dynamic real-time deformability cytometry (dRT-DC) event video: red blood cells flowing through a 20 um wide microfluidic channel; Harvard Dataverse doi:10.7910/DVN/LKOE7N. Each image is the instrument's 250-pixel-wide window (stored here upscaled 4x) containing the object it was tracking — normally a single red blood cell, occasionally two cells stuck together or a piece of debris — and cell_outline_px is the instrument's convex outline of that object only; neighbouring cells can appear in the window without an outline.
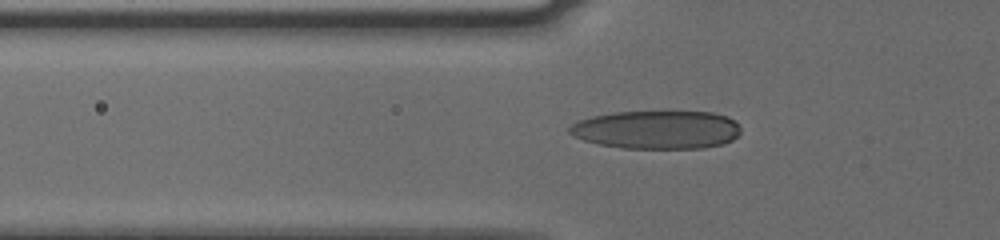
{"species": "human", "species_latin": "Homo sapiens", "temperature_condition": "cold", "stored_images_in_passage": 45, "camera_frame_rate_fps": 3000, "um_per_image_px": 0.085, "donor": {"sex": "male"}, "frame": {"image": 1, "passage_image": 22, "time_ms": 7.0, "image_size_px": [1000, 240], "cell_outline_px": [[740, 132], [732, 140], [720, 144], [700, 148], [624, 148], [600, 144], [584, 140], [572, 136], [568, 132], [568, 128], [572, 124], [580, 120], [592, 116], [612, 112], [712, 112], [724, 116], [740, 124]], "centroid_in_image_um": [55.8, 11.02], "position_along_channel_um": 70.0, "area_um2": 38.03}}
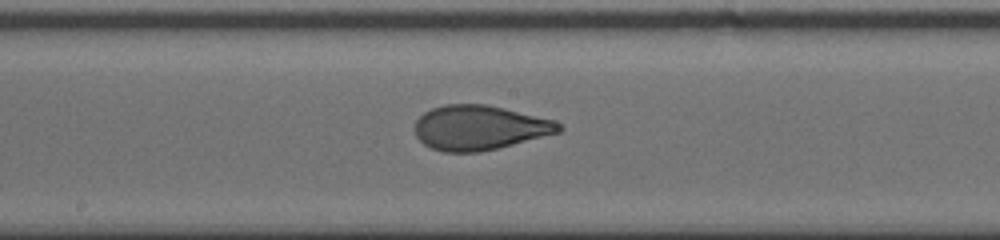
{"frame": {"image": 2, "passage_image": 33, "time_ms": 10.667, "image_size_px": [1000, 240], "cell_outline_px": [[564, 128], [560, 132], [480, 152], [444, 152], [432, 148], [424, 144], [416, 136], [416, 120], [424, 112], [432, 108], [444, 104], [484, 104], [504, 108], [556, 120]], "centroid_in_image_um": [40.76, 10.84], "position_along_channel_um": 207.4, "area_um2": 37.28}}
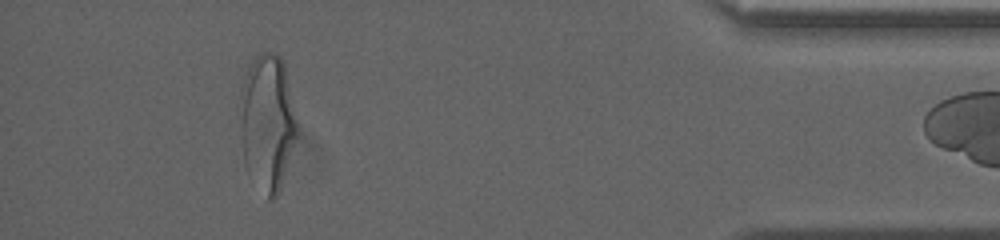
{"frame": {"image": 3, "passage_image": 44, "time_ms": 14.333, "image_size_px": [1000, 240], "cell_outline_px": [[296, 136], [280, 188], [276, 196], [272, 200], [268, 200], [248, 176], [244, 164], [240, 92], [248, 68], [256, 56], [264, 52], [276, 52], [280, 56], [284, 64], [296, 120]], "centroid_in_image_um": [22.71, 10.43], "position_along_channel_um": 412.5, "area_um2": 44.45}, "authors_computed_cell_mechanics": {"area_um2": 36.7608, "velocity_mm_per_s": 3.8529, "shape_relaxation_time_tau1_ms": 8.3176, "shape_relaxation_time_tau2_ms": 0.871, "deformation_change_tau1": 0.2974, "deformation_change_tau2": 0.0718}}